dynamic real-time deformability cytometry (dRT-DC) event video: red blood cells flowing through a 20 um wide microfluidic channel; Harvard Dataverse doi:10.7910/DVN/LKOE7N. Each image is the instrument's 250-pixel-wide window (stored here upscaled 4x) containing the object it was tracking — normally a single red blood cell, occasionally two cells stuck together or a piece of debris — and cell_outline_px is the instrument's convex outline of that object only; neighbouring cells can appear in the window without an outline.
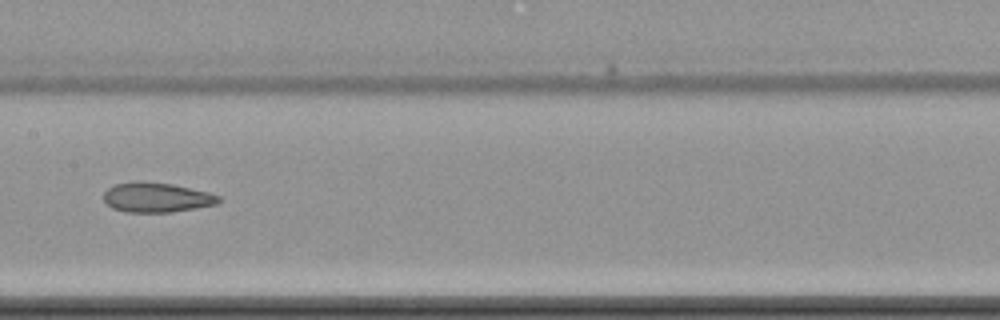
{"species": "common noctule bat (a hibernating species)", "species_latin": "Nyctalus noctula", "temperature_condition": "cold", "stored_images_in_passage": 11, "camera_frame_rate_fps": 3000, "um_per_image_px": 0.085, "animal": {"sex": "female", "body_mass_g": 22.7, "forearm_length_mm": 54.2}, "frame": {"image": 1, "passage_image": 4, "time_ms": 3.667, "image_size_px": [1000, 320], "cell_outline_px": [[224, 200], [216, 204], [196, 208], [172, 212], [124, 212], [112, 208], [104, 200], [104, 192], [108, 188], [116, 184], [132, 180], [140, 180], [172, 184], [208, 192], [220, 196]], "centroid_in_image_um": [13.31, 16.77], "position_along_channel_um": 194.1, "area_um2": 20.17}}
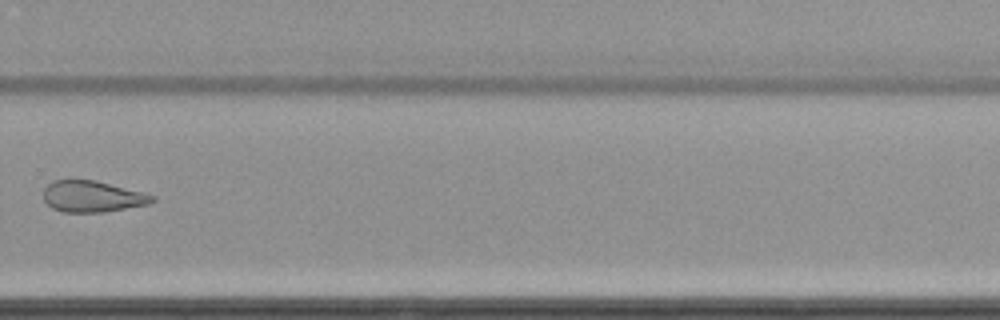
{"frame": {"image": 2, "passage_image": 7, "time_ms": 7.333, "image_size_px": [1000, 320], "cell_outline_px": [[156, 200], [148, 204], [104, 212], [64, 212], [52, 208], [44, 200], [44, 188], [52, 180], [96, 180], [156, 196]], "centroid_in_image_um": [7.84, 16.7], "position_along_channel_um": 322.0, "area_um2": 19.71}}
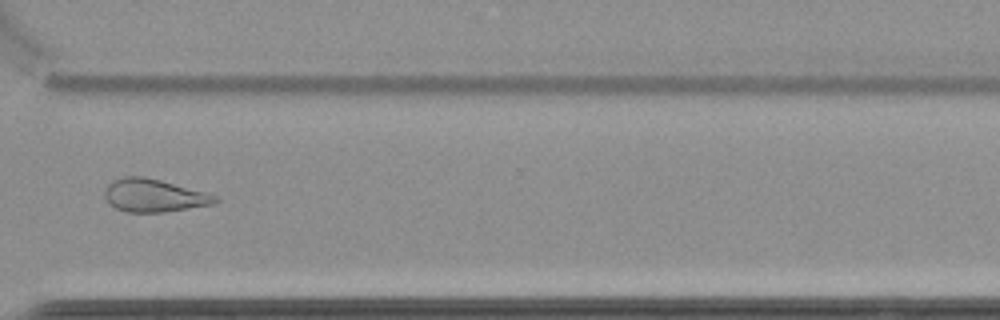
{"frame": {"image": 3, "passage_image": 8, "time_ms": 8.333, "image_size_px": [1000, 320], "cell_outline_px": [[220, 200], [212, 204], [164, 212], [128, 212], [116, 208], [104, 196], [104, 188], [112, 180], [124, 176], [144, 176], [160, 180], [220, 196]], "centroid_in_image_um": [13.08, 16.6], "position_along_channel_um": 357.5, "area_um2": 21.1}, "authors_computed_cell_mechanics": {"area_um2": 21.097, "velocity_mm_per_s": 3.501, "shape_relaxation_time_tau1_ms": null, "shape_relaxation_time_tau2_ms": 2.994, "deformation_change_tau1": null, "deformation_change_tau2": 0.078}}